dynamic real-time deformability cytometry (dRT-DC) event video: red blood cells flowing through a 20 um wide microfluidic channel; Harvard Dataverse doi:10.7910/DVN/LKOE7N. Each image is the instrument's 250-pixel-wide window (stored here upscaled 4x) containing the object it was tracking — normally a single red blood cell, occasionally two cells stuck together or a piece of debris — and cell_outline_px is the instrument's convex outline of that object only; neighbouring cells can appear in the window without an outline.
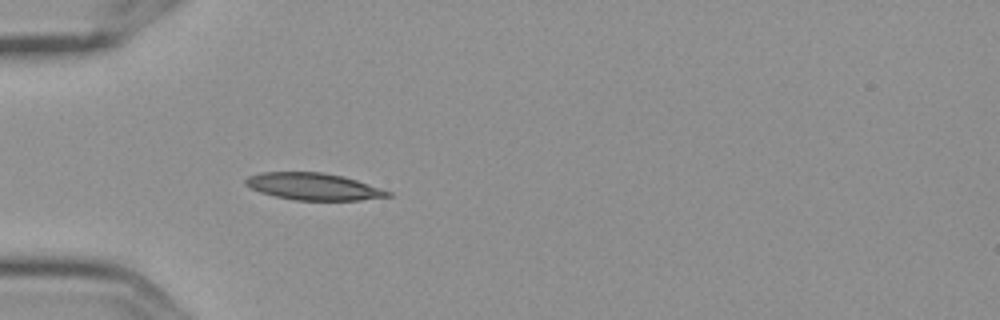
{"species": "Egyptian fruit bat (a non-hibernating species)", "species_latin": "Rousettus aegyptiacus", "temperature_condition": "cold", "stored_images_in_passage": 3, "camera_frame_rate_fps": 3000, "um_per_image_px": 0.085, "frame": {"image": 1, "passage_image": 3, "time_ms": 0.667, "image_size_px": [1000, 320], "cell_outline_px": [[392, 196], [360, 200], [296, 200], [276, 196], [260, 192], [244, 184], [244, 180], [248, 176], [264, 172], [320, 172], [340, 176], [356, 180], [392, 192]], "centroid_in_image_um": [26.63, 15.86], "position_along_channel_um": 58.4, "area_um2": 22.08}}